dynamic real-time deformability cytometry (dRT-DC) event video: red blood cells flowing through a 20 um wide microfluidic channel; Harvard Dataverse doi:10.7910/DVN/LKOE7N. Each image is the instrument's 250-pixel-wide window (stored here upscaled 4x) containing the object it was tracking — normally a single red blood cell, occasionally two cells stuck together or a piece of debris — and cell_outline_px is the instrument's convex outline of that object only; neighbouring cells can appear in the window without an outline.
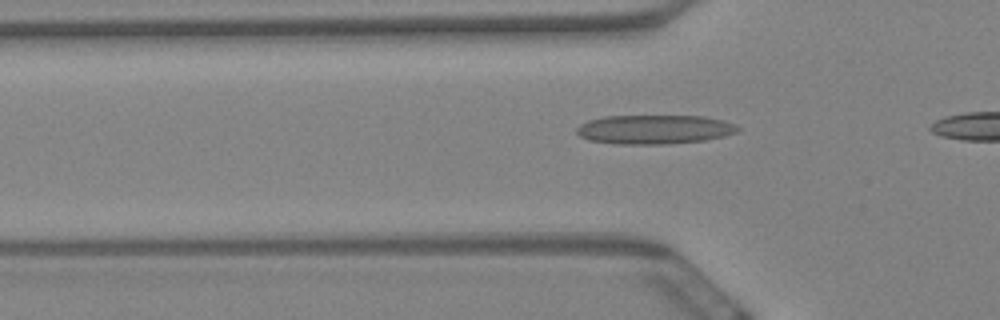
{"species": "Egyptian fruit bat (a non-hibernating species)", "species_latin": "Rousettus aegyptiacus", "temperature_condition": "warm", "stored_images_in_passage": 8, "camera_frame_rate_fps": 3000, "um_per_image_px": 0.085, "animal": {"sex": "female"}, "frame": {"image": 1, "passage_image": 6, "time_ms": 1.667, "image_size_px": [1000, 320], "cell_outline_px": [[740, 128], [736, 132], [724, 136], [704, 140], [664, 144], [616, 144], [588, 140], [580, 136], [576, 132], [576, 128], [580, 124], [588, 120], [604, 116], [704, 116], [724, 120], [736, 124]], "centroid_in_image_um": [55.61, 11.0], "position_along_channel_um": 70.2, "area_um2": 27.46}}